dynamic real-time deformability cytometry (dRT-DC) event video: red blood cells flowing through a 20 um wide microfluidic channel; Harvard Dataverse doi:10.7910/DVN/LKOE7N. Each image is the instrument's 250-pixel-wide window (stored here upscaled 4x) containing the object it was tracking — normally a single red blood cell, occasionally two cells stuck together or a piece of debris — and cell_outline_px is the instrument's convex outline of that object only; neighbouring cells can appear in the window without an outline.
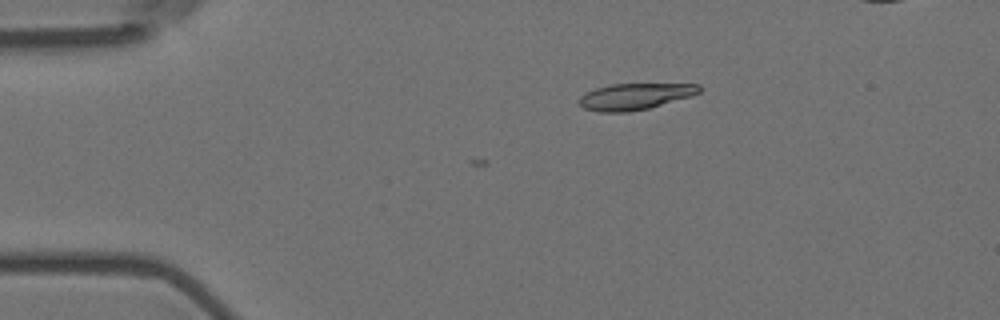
{"species": "Egyptian fruit bat (a non-hibernating species)", "species_latin": "Rousettus aegyptiacus", "temperature_condition": "room temperature", "stored_images_in_passage": 2, "camera_frame_rate_fps": 3000, "um_per_image_px": 0.085, "animal": {"sex": "female"}, "frame": {"image": 1, "passage_image": 2, "time_ms": 0.333, "image_size_px": [1000, 320], "cell_outline_px": [[700, 92], [692, 96], [648, 108], [628, 112], [600, 112], [584, 108], [576, 100], [580, 96], [596, 88], [612, 84], [700, 84]], "centroid_in_image_um": [53.96, 8.2], "position_along_channel_um": 31.0, "area_um2": 18.32}}